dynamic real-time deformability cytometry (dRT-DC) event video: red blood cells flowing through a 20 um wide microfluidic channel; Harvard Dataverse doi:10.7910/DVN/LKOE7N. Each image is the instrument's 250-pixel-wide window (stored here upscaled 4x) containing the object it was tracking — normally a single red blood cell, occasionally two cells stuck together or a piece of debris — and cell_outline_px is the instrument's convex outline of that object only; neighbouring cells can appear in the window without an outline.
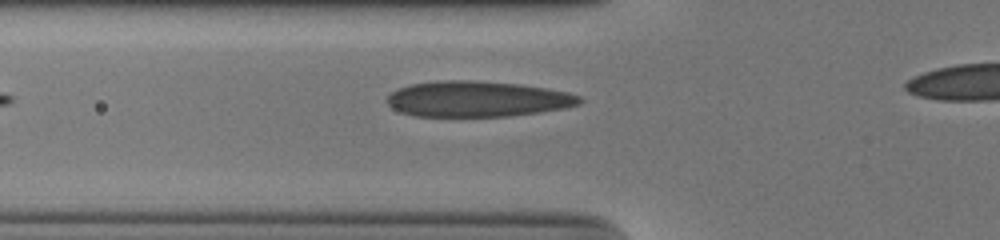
{"species": "human", "species_latin": "Homo sapiens", "temperature_condition": "cold", "stored_images_in_passage": 29, "camera_frame_rate_fps": 3000, "um_per_image_px": 0.085, "donor": {"sex": "male"}, "frame": {"image": 1, "passage_image": 2, "time_ms": 0.333, "image_size_px": [1000, 240], "cell_outline_px": [[584, 100], [580, 104], [564, 108], [540, 112], [508, 116], [416, 116], [400, 112], [392, 108], [388, 104], [388, 96], [392, 92], [408, 84], [440, 80], [472, 80], [520, 84], [568, 92], [580, 96]], "centroid_in_image_um": [40.58, 8.41], "position_along_channel_um": 85.2, "area_um2": 40.06}}
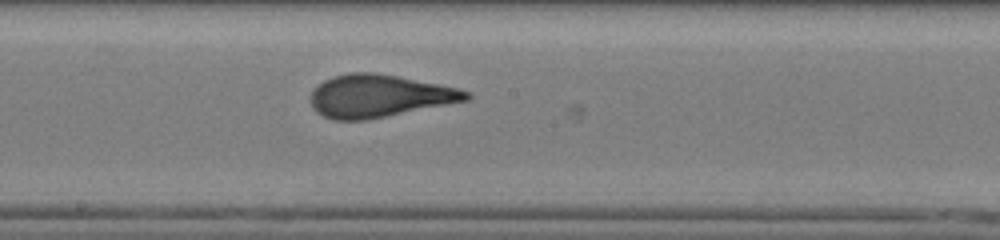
{"frame": {"image": 2, "passage_image": 12, "time_ms": 3.667, "image_size_px": [1000, 240], "cell_outline_px": [[472, 96], [468, 100], [368, 120], [332, 120], [316, 112], [312, 104], [312, 92], [324, 80], [332, 76], [352, 72], [372, 72], [396, 76], [456, 88], [472, 92]], "centroid_in_image_um": [32.23, 8.17], "position_along_channel_um": 216.0, "area_um2": 38.21}}
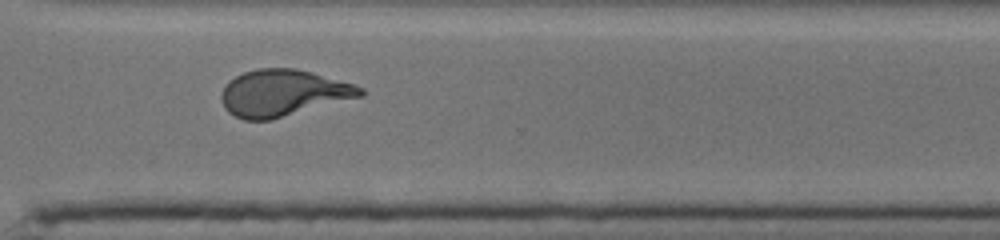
{"frame": {"image": 3, "passage_image": 22, "time_ms": 7.0, "image_size_px": [1000, 240], "cell_outline_px": [[364, 96], [272, 120], [244, 120], [228, 112], [224, 108], [220, 100], [220, 96], [228, 80], [244, 72], [256, 68], [296, 68], [312, 72], [352, 84], [364, 88]], "centroid_in_image_um": [24.05, 7.91], "position_along_channel_um": 346.6, "area_um2": 37.97}}